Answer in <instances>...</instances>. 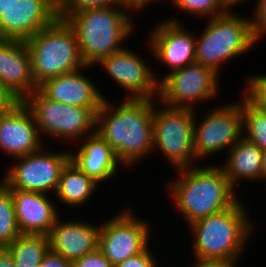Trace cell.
<instances>
[{
    "instance_id": "6da1fadb",
    "label": "cell",
    "mask_w": 266,
    "mask_h": 267,
    "mask_svg": "<svg viewBox=\"0 0 266 267\" xmlns=\"http://www.w3.org/2000/svg\"><path fill=\"white\" fill-rule=\"evenodd\" d=\"M123 99L116 105L103 100L96 113V133L113 149L124 169H129L153 153L157 99Z\"/></svg>"
},
{
    "instance_id": "7a4b0ae2",
    "label": "cell",
    "mask_w": 266,
    "mask_h": 267,
    "mask_svg": "<svg viewBox=\"0 0 266 267\" xmlns=\"http://www.w3.org/2000/svg\"><path fill=\"white\" fill-rule=\"evenodd\" d=\"M176 172L180 175L165 185L166 193L171 196L179 214L185 217L187 226L224 211L240 199L221 165L196 164Z\"/></svg>"
},
{
    "instance_id": "3957f363",
    "label": "cell",
    "mask_w": 266,
    "mask_h": 267,
    "mask_svg": "<svg viewBox=\"0 0 266 267\" xmlns=\"http://www.w3.org/2000/svg\"><path fill=\"white\" fill-rule=\"evenodd\" d=\"M131 11L136 12L120 2L108 7L58 13L74 29L83 62L94 66L103 57L121 51L125 40L134 34L136 24Z\"/></svg>"
},
{
    "instance_id": "277c9868",
    "label": "cell",
    "mask_w": 266,
    "mask_h": 267,
    "mask_svg": "<svg viewBox=\"0 0 266 267\" xmlns=\"http://www.w3.org/2000/svg\"><path fill=\"white\" fill-rule=\"evenodd\" d=\"M246 206L240 198L224 211L190 224L194 258L241 261L246 244L255 232L254 220Z\"/></svg>"
},
{
    "instance_id": "5b68a950",
    "label": "cell",
    "mask_w": 266,
    "mask_h": 267,
    "mask_svg": "<svg viewBox=\"0 0 266 267\" xmlns=\"http://www.w3.org/2000/svg\"><path fill=\"white\" fill-rule=\"evenodd\" d=\"M233 9L231 7L222 16L206 19L203 32L198 36L196 33L195 63L210 67L219 75L224 63L244 56L257 43L251 17L233 13Z\"/></svg>"
},
{
    "instance_id": "8992f818",
    "label": "cell",
    "mask_w": 266,
    "mask_h": 267,
    "mask_svg": "<svg viewBox=\"0 0 266 267\" xmlns=\"http://www.w3.org/2000/svg\"><path fill=\"white\" fill-rule=\"evenodd\" d=\"M37 87L46 80L84 68L77 36L71 25L58 17L25 41Z\"/></svg>"
},
{
    "instance_id": "52a82bcc",
    "label": "cell",
    "mask_w": 266,
    "mask_h": 267,
    "mask_svg": "<svg viewBox=\"0 0 266 267\" xmlns=\"http://www.w3.org/2000/svg\"><path fill=\"white\" fill-rule=\"evenodd\" d=\"M23 102L33 113L41 138L79 142L96 132V113L100 108H82L50 100L39 89Z\"/></svg>"
},
{
    "instance_id": "ba28073f",
    "label": "cell",
    "mask_w": 266,
    "mask_h": 267,
    "mask_svg": "<svg viewBox=\"0 0 266 267\" xmlns=\"http://www.w3.org/2000/svg\"><path fill=\"white\" fill-rule=\"evenodd\" d=\"M157 104L155 102L153 116V152L156 149L160 151L175 170L195 165L193 139L196 111L165 105L158 109Z\"/></svg>"
},
{
    "instance_id": "9c48e42d",
    "label": "cell",
    "mask_w": 266,
    "mask_h": 267,
    "mask_svg": "<svg viewBox=\"0 0 266 267\" xmlns=\"http://www.w3.org/2000/svg\"><path fill=\"white\" fill-rule=\"evenodd\" d=\"M212 109L206 110L201 119L194 117L193 149L196 161H206L209 156L221 151L228 152L243 137L241 101H229Z\"/></svg>"
},
{
    "instance_id": "30bf717a",
    "label": "cell",
    "mask_w": 266,
    "mask_h": 267,
    "mask_svg": "<svg viewBox=\"0 0 266 267\" xmlns=\"http://www.w3.org/2000/svg\"><path fill=\"white\" fill-rule=\"evenodd\" d=\"M219 77L210 67L197 63L187 65L159 79L157 100L168 107L196 110V103L218 96Z\"/></svg>"
},
{
    "instance_id": "8fae6325",
    "label": "cell",
    "mask_w": 266,
    "mask_h": 267,
    "mask_svg": "<svg viewBox=\"0 0 266 267\" xmlns=\"http://www.w3.org/2000/svg\"><path fill=\"white\" fill-rule=\"evenodd\" d=\"M45 147L29 155L14 158L16 163L8 168L2 182L9 189L54 194L61 172L70 161V149L47 153Z\"/></svg>"
},
{
    "instance_id": "7c38bea8",
    "label": "cell",
    "mask_w": 266,
    "mask_h": 267,
    "mask_svg": "<svg viewBox=\"0 0 266 267\" xmlns=\"http://www.w3.org/2000/svg\"><path fill=\"white\" fill-rule=\"evenodd\" d=\"M133 211L130 207L122 209L100 223L98 248L113 266L143 252L151 242L150 224Z\"/></svg>"
},
{
    "instance_id": "4fadbf2b",
    "label": "cell",
    "mask_w": 266,
    "mask_h": 267,
    "mask_svg": "<svg viewBox=\"0 0 266 267\" xmlns=\"http://www.w3.org/2000/svg\"><path fill=\"white\" fill-rule=\"evenodd\" d=\"M142 56L126 46L119 52L100 59L96 64L102 66L109 77L123 89L128 99H157L159 78Z\"/></svg>"
},
{
    "instance_id": "5bb4252c",
    "label": "cell",
    "mask_w": 266,
    "mask_h": 267,
    "mask_svg": "<svg viewBox=\"0 0 266 267\" xmlns=\"http://www.w3.org/2000/svg\"><path fill=\"white\" fill-rule=\"evenodd\" d=\"M177 20L173 16L161 20L150 31L147 42L154 59L168 67V73L195 63L196 34Z\"/></svg>"
},
{
    "instance_id": "9a60e30c",
    "label": "cell",
    "mask_w": 266,
    "mask_h": 267,
    "mask_svg": "<svg viewBox=\"0 0 266 267\" xmlns=\"http://www.w3.org/2000/svg\"><path fill=\"white\" fill-rule=\"evenodd\" d=\"M58 17V0H14L0 18V39L25 42Z\"/></svg>"
},
{
    "instance_id": "2e32d148",
    "label": "cell",
    "mask_w": 266,
    "mask_h": 267,
    "mask_svg": "<svg viewBox=\"0 0 266 267\" xmlns=\"http://www.w3.org/2000/svg\"><path fill=\"white\" fill-rule=\"evenodd\" d=\"M39 134L33 113L20 101L0 114V149L12 159L40 150L45 141Z\"/></svg>"
},
{
    "instance_id": "e0dca14e",
    "label": "cell",
    "mask_w": 266,
    "mask_h": 267,
    "mask_svg": "<svg viewBox=\"0 0 266 267\" xmlns=\"http://www.w3.org/2000/svg\"><path fill=\"white\" fill-rule=\"evenodd\" d=\"M94 66L61 74L42 83L38 89L50 100L82 108H100L107 98L85 73ZM84 70V71H83Z\"/></svg>"
},
{
    "instance_id": "ac0fdd59",
    "label": "cell",
    "mask_w": 266,
    "mask_h": 267,
    "mask_svg": "<svg viewBox=\"0 0 266 267\" xmlns=\"http://www.w3.org/2000/svg\"><path fill=\"white\" fill-rule=\"evenodd\" d=\"M9 190L14 200L16 221L20 232L48 236L60 216L58 205H55V201L51 199L52 195L20 189Z\"/></svg>"
},
{
    "instance_id": "d6986e66",
    "label": "cell",
    "mask_w": 266,
    "mask_h": 267,
    "mask_svg": "<svg viewBox=\"0 0 266 267\" xmlns=\"http://www.w3.org/2000/svg\"><path fill=\"white\" fill-rule=\"evenodd\" d=\"M100 225L59 216L48 235L50 250L74 262L98 248Z\"/></svg>"
},
{
    "instance_id": "ffe728a7",
    "label": "cell",
    "mask_w": 266,
    "mask_h": 267,
    "mask_svg": "<svg viewBox=\"0 0 266 267\" xmlns=\"http://www.w3.org/2000/svg\"><path fill=\"white\" fill-rule=\"evenodd\" d=\"M0 81L20 101L38 89L24 41L0 39Z\"/></svg>"
},
{
    "instance_id": "44dd1931",
    "label": "cell",
    "mask_w": 266,
    "mask_h": 267,
    "mask_svg": "<svg viewBox=\"0 0 266 267\" xmlns=\"http://www.w3.org/2000/svg\"><path fill=\"white\" fill-rule=\"evenodd\" d=\"M81 143V145H80ZM79 149L70 152V160L87 176L101 185L114 179L119 166L123 164L117 159L113 149L97 134L85 137L77 142Z\"/></svg>"
},
{
    "instance_id": "7402d4cb",
    "label": "cell",
    "mask_w": 266,
    "mask_h": 267,
    "mask_svg": "<svg viewBox=\"0 0 266 267\" xmlns=\"http://www.w3.org/2000/svg\"><path fill=\"white\" fill-rule=\"evenodd\" d=\"M227 153L229 156L226 155L225 165L221 168L235 189L243 180L250 183L263 181V152L259 147L242 137Z\"/></svg>"
},
{
    "instance_id": "603a6c76",
    "label": "cell",
    "mask_w": 266,
    "mask_h": 267,
    "mask_svg": "<svg viewBox=\"0 0 266 267\" xmlns=\"http://www.w3.org/2000/svg\"><path fill=\"white\" fill-rule=\"evenodd\" d=\"M98 185L70 160L61 172L54 196L60 204L78 208L92 199Z\"/></svg>"
},
{
    "instance_id": "cb8c5ba5",
    "label": "cell",
    "mask_w": 266,
    "mask_h": 267,
    "mask_svg": "<svg viewBox=\"0 0 266 267\" xmlns=\"http://www.w3.org/2000/svg\"><path fill=\"white\" fill-rule=\"evenodd\" d=\"M6 249L13 257L15 267H36L50 249L49 237L21 234Z\"/></svg>"
},
{
    "instance_id": "d4e9b609",
    "label": "cell",
    "mask_w": 266,
    "mask_h": 267,
    "mask_svg": "<svg viewBox=\"0 0 266 267\" xmlns=\"http://www.w3.org/2000/svg\"><path fill=\"white\" fill-rule=\"evenodd\" d=\"M240 100L243 112V137L261 150L266 149V112L255 107L245 96Z\"/></svg>"
},
{
    "instance_id": "484cf974",
    "label": "cell",
    "mask_w": 266,
    "mask_h": 267,
    "mask_svg": "<svg viewBox=\"0 0 266 267\" xmlns=\"http://www.w3.org/2000/svg\"><path fill=\"white\" fill-rule=\"evenodd\" d=\"M22 233L19 230L14 200L9 188L0 184V248L8 247Z\"/></svg>"
},
{
    "instance_id": "4316f807",
    "label": "cell",
    "mask_w": 266,
    "mask_h": 267,
    "mask_svg": "<svg viewBox=\"0 0 266 267\" xmlns=\"http://www.w3.org/2000/svg\"><path fill=\"white\" fill-rule=\"evenodd\" d=\"M170 5L182 13H190L196 18H213L225 14L231 6L226 0H169Z\"/></svg>"
},
{
    "instance_id": "83f0119b",
    "label": "cell",
    "mask_w": 266,
    "mask_h": 267,
    "mask_svg": "<svg viewBox=\"0 0 266 267\" xmlns=\"http://www.w3.org/2000/svg\"><path fill=\"white\" fill-rule=\"evenodd\" d=\"M245 84L244 96L258 109L266 112V73L251 75Z\"/></svg>"
},
{
    "instance_id": "f1b7e54d",
    "label": "cell",
    "mask_w": 266,
    "mask_h": 267,
    "mask_svg": "<svg viewBox=\"0 0 266 267\" xmlns=\"http://www.w3.org/2000/svg\"><path fill=\"white\" fill-rule=\"evenodd\" d=\"M118 0H58V12H76L119 4Z\"/></svg>"
},
{
    "instance_id": "f546056e",
    "label": "cell",
    "mask_w": 266,
    "mask_h": 267,
    "mask_svg": "<svg viewBox=\"0 0 266 267\" xmlns=\"http://www.w3.org/2000/svg\"><path fill=\"white\" fill-rule=\"evenodd\" d=\"M253 11L252 31L256 42H259L266 35V0H257Z\"/></svg>"
},
{
    "instance_id": "4dcf8cb0",
    "label": "cell",
    "mask_w": 266,
    "mask_h": 267,
    "mask_svg": "<svg viewBox=\"0 0 266 267\" xmlns=\"http://www.w3.org/2000/svg\"><path fill=\"white\" fill-rule=\"evenodd\" d=\"M151 249L149 245L143 252L118 263L114 267H160Z\"/></svg>"
},
{
    "instance_id": "1f68e13d",
    "label": "cell",
    "mask_w": 266,
    "mask_h": 267,
    "mask_svg": "<svg viewBox=\"0 0 266 267\" xmlns=\"http://www.w3.org/2000/svg\"><path fill=\"white\" fill-rule=\"evenodd\" d=\"M72 267H114L111 262L97 248L78 260L72 262Z\"/></svg>"
},
{
    "instance_id": "d6a6232c",
    "label": "cell",
    "mask_w": 266,
    "mask_h": 267,
    "mask_svg": "<svg viewBox=\"0 0 266 267\" xmlns=\"http://www.w3.org/2000/svg\"><path fill=\"white\" fill-rule=\"evenodd\" d=\"M20 100L0 81V114L13 109Z\"/></svg>"
},
{
    "instance_id": "836d02e7",
    "label": "cell",
    "mask_w": 266,
    "mask_h": 267,
    "mask_svg": "<svg viewBox=\"0 0 266 267\" xmlns=\"http://www.w3.org/2000/svg\"><path fill=\"white\" fill-rule=\"evenodd\" d=\"M36 267H72V262L49 249L42 263Z\"/></svg>"
},
{
    "instance_id": "e575fe53",
    "label": "cell",
    "mask_w": 266,
    "mask_h": 267,
    "mask_svg": "<svg viewBox=\"0 0 266 267\" xmlns=\"http://www.w3.org/2000/svg\"><path fill=\"white\" fill-rule=\"evenodd\" d=\"M192 267H237L238 261L215 260V259H196Z\"/></svg>"
},
{
    "instance_id": "d590c367",
    "label": "cell",
    "mask_w": 266,
    "mask_h": 267,
    "mask_svg": "<svg viewBox=\"0 0 266 267\" xmlns=\"http://www.w3.org/2000/svg\"><path fill=\"white\" fill-rule=\"evenodd\" d=\"M0 267H15L13 257L6 248H0Z\"/></svg>"
},
{
    "instance_id": "8d00e7d4",
    "label": "cell",
    "mask_w": 266,
    "mask_h": 267,
    "mask_svg": "<svg viewBox=\"0 0 266 267\" xmlns=\"http://www.w3.org/2000/svg\"><path fill=\"white\" fill-rule=\"evenodd\" d=\"M150 4H152V0H130V7L138 13Z\"/></svg>"
},
{
    "instance_id": "74e56055",
    "label": "cell",
    "mask_w": 266,
    "mask_h": 267,
    "mask_svg": "<svg viewBox=\"0 0 266 267\" xmlns=\"http://www.w3.org/2000/svg\"><path fill=\"white\" fill-rule=\"evenodd\" d=\"M14 0H0V18L6 13Z\"/></svg>"
},
{
    "instance_id": "f35d334b",
    "label": "cell",
    "mask_w": 266,
    "mask_h": 267,
    "mask_svg": "<svg viewBox=\"0 0 266 267\" xmlns=\"http://www.w3.org/2000/svg\"><path fill=\"white\" fill-rule=\"evenodd\" d=\"M262 173L263 180L266 182V149L262 150Z\"/></svg>"
},
{
    "instance_id": "ab89813d",
    "label": "cell",
    "mask_w": 266,
    "mask_h": 267,
    "mask_svg": "<svg viewBox=\"0 0 266 267\" xmlns=\"http://www.w3.org/2000/svg\"><path fill=\"white\" fill-rule=\"evenodd\" d=\"M228 2V4L231 6V7H235L237 5H240L241 3H244V1H247V0H226ZM249 1V0H248ZM240 3V4H239Z\"/></svg>"
},
{
    "instance_id": "60d3db41",
    "label": "cell",
    "mask_w": 266,
    "mask_h": 267,
    "mask_svg": "<svg viewBox=\"0 0 266 267\" xmlns=\"http://www.w3.org/2000/svg\"><path fill=\"white\" fill-rule=\"evenodd\" d=\"M118 1L127 4L130 7V0H118Z\"/></svg>"
},
{
    "instance_id": "b9f144b4",
    "label": "cell",
    "mask_w": 266,
    "mask_h": 267,
    "mask_svg": "<svg viewBox=\"0 0 266 267\" xmlns=\"http://www.w3.org/2000/svg\"><path fill=\"white\" fill-rule=\"evenodd\" d=\"M161 1V0H160ZM168 1V0H167ZM154 2V3H153ZM156 2H159V0H152V3L155 4ZM166 2V0H165Z\"/></svg>"
}]
</instances>
